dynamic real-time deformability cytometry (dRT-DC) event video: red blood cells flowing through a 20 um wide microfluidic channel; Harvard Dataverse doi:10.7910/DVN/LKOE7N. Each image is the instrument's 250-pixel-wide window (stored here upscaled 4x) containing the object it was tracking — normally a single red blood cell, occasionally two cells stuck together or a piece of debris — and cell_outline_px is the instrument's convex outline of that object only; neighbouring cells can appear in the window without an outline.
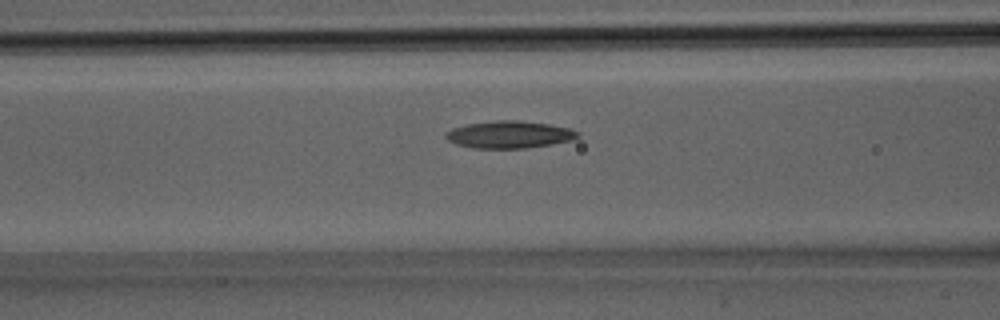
{"species": "Egyptian fruit bat (a non-hibernating species)", "species_latin": "Rousettus aegyptiacus", "temperature_condition": "room temperature", "stored_images_in_passage": 32, "camera_frame_rate_fps": 3000, "um_per_image_px": 0.085, "animal": {"sex": "male"}, "frame": {"image": 1, "passage_image": 13, "time_ms": 4.0, "image_size_px": [1000, 320], "cell_outline_px": [[580, 136], [572, 140], [552, 144], [528, 148], [472, 148], [456, 144], [448, 140], [444, 136], [444, 132], [452, 128], [468, 124], [496, 120], [520, 120], [548, 124], [568, 128], [580, 132]], "centroid_in_image_um": [43.28, 11.44], "position_along_channel_um": 123.3, "area_um2": 21.04}}
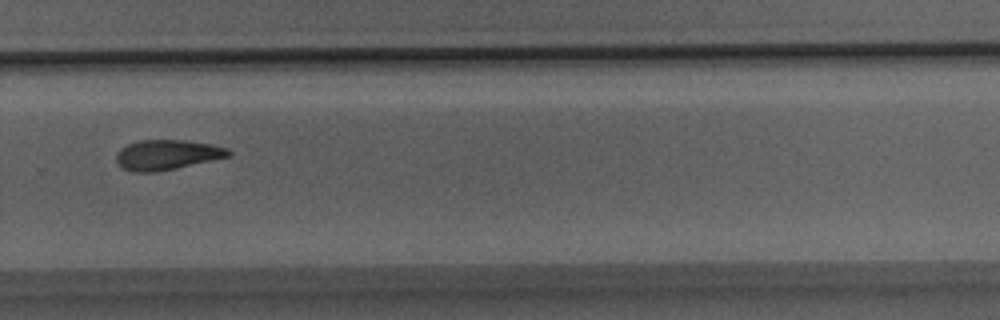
{"frame": {"image": 2, "passage_image": 22, "time_ms": 7.0, "image_size_px": [1000, 320], "cell_outline_px": [[232, 156], [176, 168], [156, 172], [132, 172], [124, 168], [116, 160], [116, 156], [128, 144], [140, 140], [184, 140], [212, 144], [228, 148], [232, 152]], "centroid_in_image_um": [14.27, 13.16], "position_along_channel_um": 315.5, "area_um2": 19.48}}
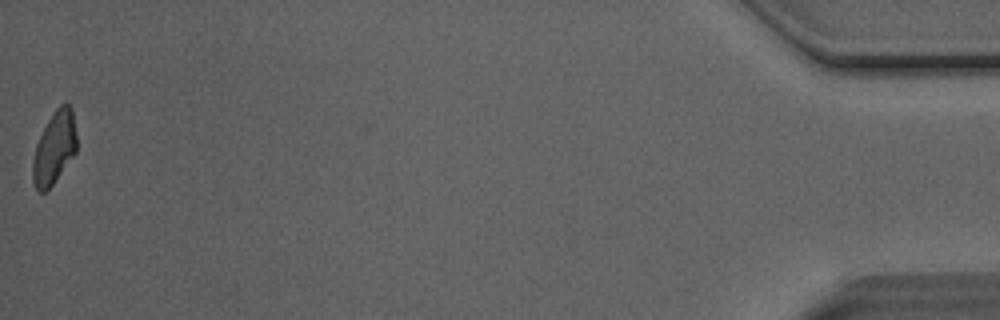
{"frame": {"image": 3, "passage_image": 32, "time_ms": 10.333, "image_size_px": [1000, 320], "cell_outline_px": [[76, 152], [52, 184], [44, 192], [40, 192], [36, 188], [32, 180], [32, 164], [36, 144], [48, 120], [56, 108], [64, 100], [68, 104], [72, 112], [76, 132]], "centroid_in_image_um": [4.61, 12.55], "position_along_channel_um": 430.6, "area_um2": 18.26}}